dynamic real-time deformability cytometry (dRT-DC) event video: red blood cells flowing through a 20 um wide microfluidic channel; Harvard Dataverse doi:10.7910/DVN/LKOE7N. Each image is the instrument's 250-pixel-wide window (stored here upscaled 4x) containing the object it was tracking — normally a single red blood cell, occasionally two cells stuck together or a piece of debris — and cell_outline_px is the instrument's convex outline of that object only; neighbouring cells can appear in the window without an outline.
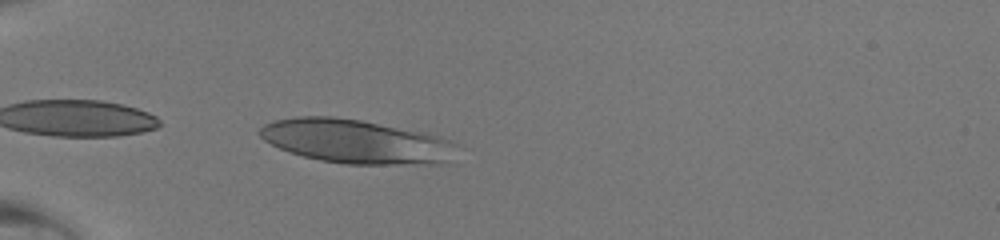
{"species": "human", "species_latin": "Homo sapiens", "temperature_condition": "room temperature", "stored_images_in_passage": 30, "camera_frame_rate_fps": 3000, "um_per_image_px": 0.085, "donor": {"sex": "male"}, "frame": {"image": 1, "passage_image": 1, "time_ms": 0.0, "image_size_px": [1000, 240], "cell_outline_px": [[460, 144], [448, 160], [444, 164], [344, 164], [320, 160], [288, 152], [264, 140], [256, 132], [264, 124], [272, 120], [296, 116], [332, 116], [360, 120], [428, 132], [452, 140]], "centroid_in_image_um": [30.28, 12.01], "position_along_channel_um": 54.7, "area_um2": 51.04}}
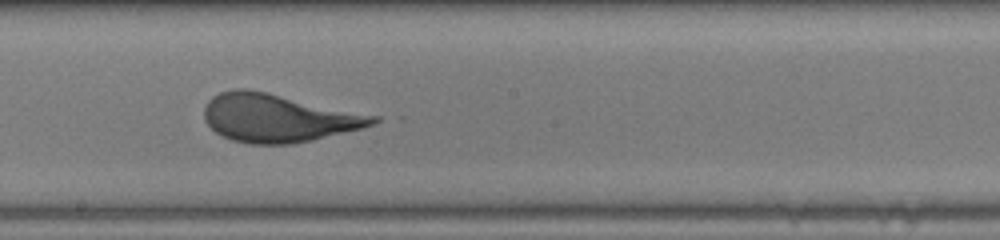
{"frame": {"image": 2, "passage_image": 14, "time_ms": 4.333, "image_size_px": [1000, 240], "cell_outline_px": [[384, 120], [376, 124], [312, 140], [288, 144], [252, 144], [232, 140], [216, 132], [204, 120], [204, 108], [208, 100], [212, 96], [220, 92], [236, 88], [248, 88], [268, 92], [380, 116]], "centroid_in_image_um": [23.66, 10.01], "position_along_channel_um": 224.5, "area_um2": 47.45}}
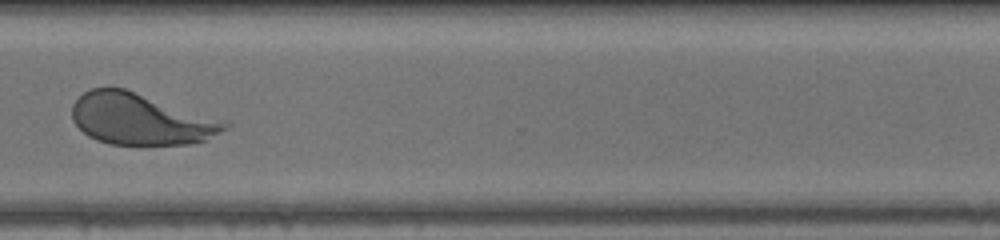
{"frame": {"image": 3, "passage_image": 23, "time_ms": 7.333, "image_size_px": [1000, 240], "cell_outline_px": [[232, 124], [228, 128], [204, 140], [188, 144], [112, 144], [96, 140], [88, 136], [72, 120], [72, 104], [84, 92], [92, 88], [124, 88], [224, 120]], "centroid_in_image_um": [11.94, 10.12], "position_along_channel_um": 358.7, "area_um2": 45.32}}